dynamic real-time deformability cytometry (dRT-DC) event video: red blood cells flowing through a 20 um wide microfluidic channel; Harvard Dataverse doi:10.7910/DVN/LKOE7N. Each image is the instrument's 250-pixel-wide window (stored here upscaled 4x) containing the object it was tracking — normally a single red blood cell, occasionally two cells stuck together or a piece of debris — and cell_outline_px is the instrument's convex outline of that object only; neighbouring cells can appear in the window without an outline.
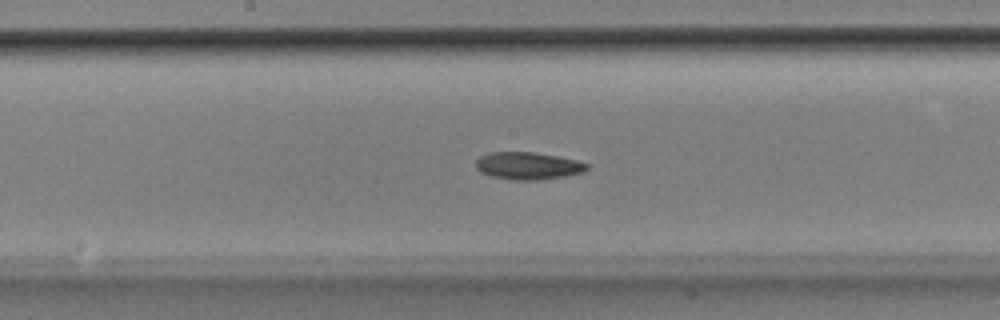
{"species": "Egyptian fruit bat (a non-hibernating species)", "species_latin": "Rousettus aegyptiacus", "temperature_condition": "room temperature", "stored_images_in_passage": 52, "camera_frame_rate_fps": 3000, "um_per_image_px": 0.085, "animal": {"sex": "male"}, "frame": {"image": 1, "passage_image": 27, "time_ms": 8.667, "image_size_px": [1000, 320], "cell_outline_px": [[588, 168], [580, 172], [564, 176], [536, 180], [516, 180], [492, 176], [480, 172], [476, 168], [476, 160], [480, 156], [488, 152], [536, 152], [576, 160], [588, 164]], "centroid_in_image_um": [44.83, 14.08], "position_along_channel_um": 203.4, "area_um2": 17.51}}
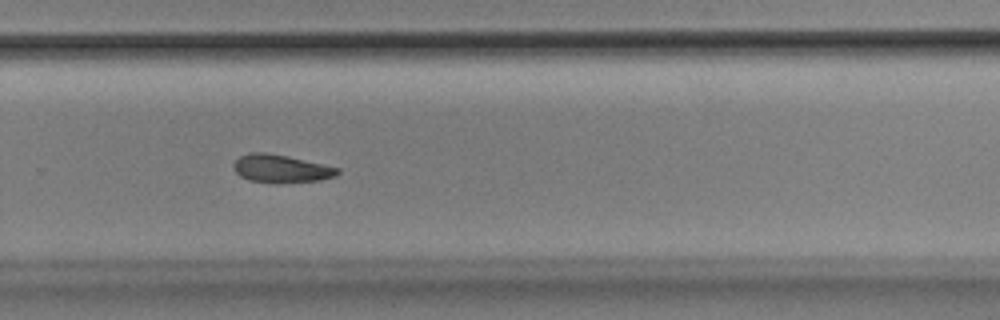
{"frame": {"image": 2, "passage_image": 35, "time_ms": 11.333, "image_size_px": [1000, 320], "cell_outline_px": [[340, 172], [336, 176], [320, 180], [276, 184], [272, 184], [248, 180], [240, 176], [232, 168], [232, 164], [240, 156], [248, 152], [264, 152], [284, 156], [340, 168]], "centroid_in_image_um": [23.84, 14.36], "position_along_channel_um": 306.0, "area_um2": 17.05}}
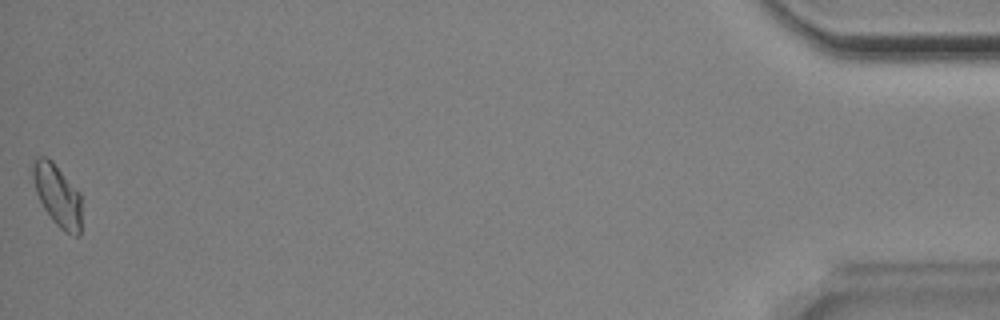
{"frame": {"image": 3, "passage_image": 52, "time_ms": 17.0, "image_size_px": [1000, 320], "cell_outline_px": [[80, 236], [76, 236], [64, 232], [52, 220], [44, 208], [36, 192], [32, 176], [32, 160], [40, 156], [44, 156], [52, 160], [80, 192]], "centroid_in_image_um": [4.87, 16.58], "position_along_channel_um": 430.3, "area_um2": 17.57}, "authors_computed_cell_mechanics": {"area_um2": 17.4267, "velocity_mm_per_s": 3.8662, "shape_relaxation_time_tau1_ms": 6.5453, "shape_relaxation_time_tau2_ms": 11.3111, "deformation_change_tau1": 0.1452, "deformation_change_tau2": 0.1755}}